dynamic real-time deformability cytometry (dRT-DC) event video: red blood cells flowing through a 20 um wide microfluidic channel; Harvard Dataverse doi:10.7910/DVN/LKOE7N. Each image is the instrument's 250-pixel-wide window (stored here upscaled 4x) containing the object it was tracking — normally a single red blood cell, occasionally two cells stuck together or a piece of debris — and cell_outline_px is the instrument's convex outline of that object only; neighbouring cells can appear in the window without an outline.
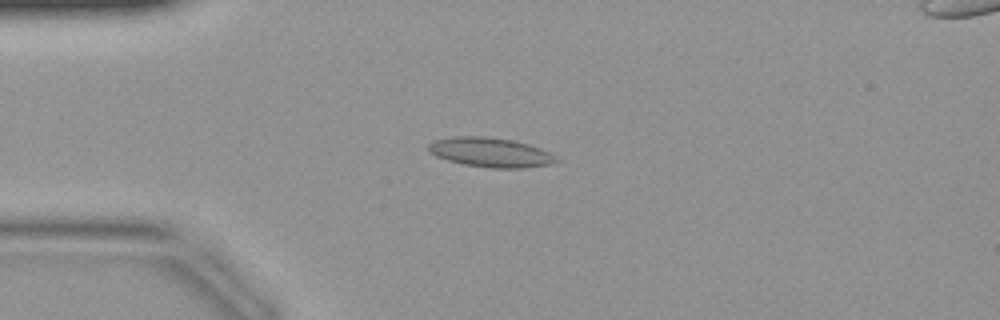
{"species": "common noctule bat (a hibernating species)", "species_latin": "Nyctalus noctula", "temperature_condition": "warm", "stored_images_in_passage": 43, "camera_frame_rate_fps": 3000, "um_per_image_px": 0.085, "animal": {"sex": "female", "body_mass_g": 19.9}, "frame": {"image": 1, "passage_image": 11, "time_ms": 3.333, "image_size_px": [1000, 320], "cell_outline_px": [[560, 160], [552, 164], [524, 168], [488, 168], [464, 164], [448, 160], [436, 156], [428, 152], [428, 144], [432, 140], [452, 136], [484, 136], [512, 140], [528, 144], [540, 148], [556, 156]], "centroid_in_image_um": [41.67, 12.95], "position_along_channel_um": 43.3, "area_um2": 22.14}}
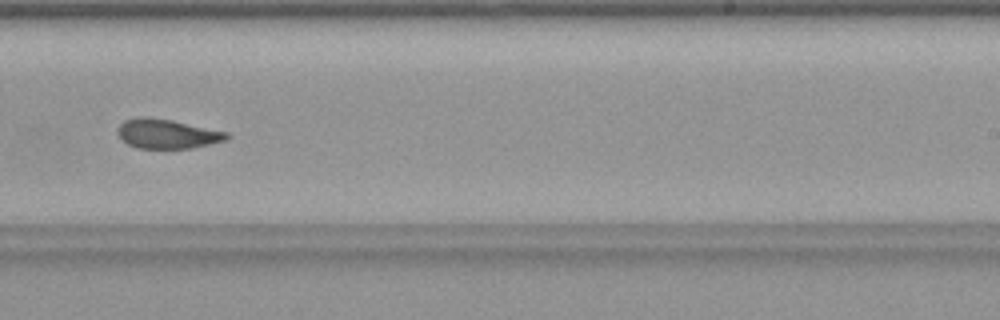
{"frame": {"image": 2, "passage_image": 27, "time_ms": 8.667, "image_size_px": [1000, 320], "cell_outline_px": [[228, 140], [192, 148], [136, 148], [120, 140], [116, 132], [116, 128], [124, 120], [136, 116], [148, 116], [172, 120], [228, 132]], "centroid_in_image_um": [14.14, 11.36], "position_along_channel_um": 274.9, "area_um2": 19.02}}
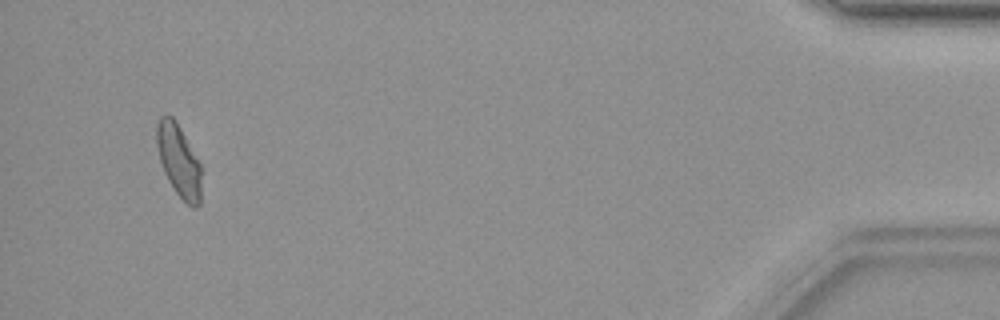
{"frame": {"image": 3, "passage_image": 41, "time_ms": 13.333, "image_size_px": [1000, 320], "cell_outline_px": [[200, 204], [196, 208], [192, 208], [176, 192], [168, 180], [164, 172], [160, 160], [156, 144], [156, 124], [160, 116], [172, 116], [176, 120], [200, 164]], "centroid_in_image_um": [15.17, 13.64], "position_along_channel_um": 420.0, "area_um2": 18.55}}